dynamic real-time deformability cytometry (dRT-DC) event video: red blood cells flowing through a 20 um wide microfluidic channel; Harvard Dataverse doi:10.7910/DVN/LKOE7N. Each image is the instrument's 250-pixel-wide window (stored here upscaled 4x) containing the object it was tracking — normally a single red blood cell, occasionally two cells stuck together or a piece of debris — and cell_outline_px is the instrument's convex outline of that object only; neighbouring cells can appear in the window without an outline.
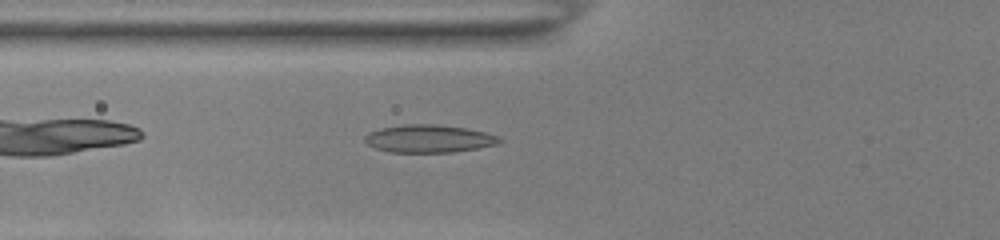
{"species": "common noctule bat (a hibernating species)", "species_latin": "Nyctalus noctula", "temperature_condition": "room temperature", "stored_images_in_passage": 36, "camera_frame_rate_fps": 3000, "um_per_image_px": 0.085, "animal": {"sex": "female", "body_mass_g": 22.0, "forearm_length_mm": 56.7}, "frame": {"image": 1, "passage_image": 4, "time_ms": 1.0, "image_size_px": [1000, 240], "cell_outline_px": [[504, 140], [500, 144], [452, 152], [388, 152], [376, 148], [368, 144], [364, 140], [364, 136], [368, 132], [380, 128], [404, 124], [436, 124], [468, 128], [500, 136]], "centroid_in_image_um": [36.48, 11.78], "position_along_channel_um": 89.3, "area_um2": 21.96}}
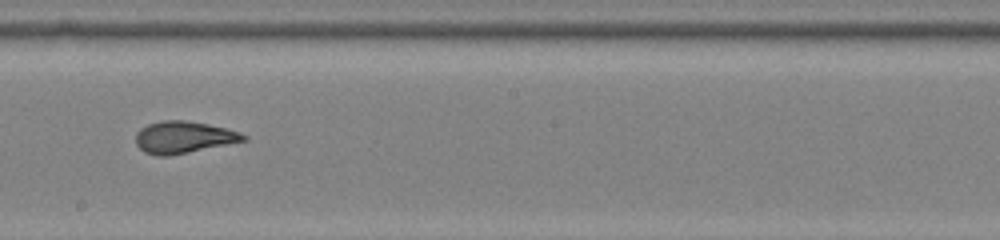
{"frame": {"image": 2, "passage_image": 15, "time_ms": 4.667, "image_size_px": [1000, 240], "cell_outline_px": [[248, 140], [168, 156], [156, 156], [144, 152], [136, 144], [136, 132], [140, 128], [148, 124], [160, 120], [184, 120], [208, 124], [240, 132], [248, 136]], "centroid_in_image_um": [15.59, 11.66], "position_along_channel_um": 232.6, "area_um2": 20.06}}
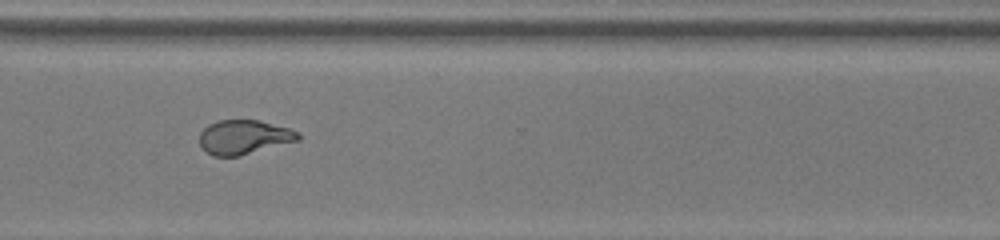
{"frame": {"image": 3, "passage_image": 24, "time_ms": 7.667, "image_size_px": [1000, 240], "cell_outline_px": [[300, 140], [240, 156], [212, 156], [200, 144], [200, 132], [208, 124], [220, 120], [260, 120], [288, 128], [296, 132], [300, 136]], "centroid_in_image_um": [20.73, 11.65], "position_along_channel_um": 349.9, "area_um2": 19.59}, "authors_computed_cell_mechanics": {"area_um2": 20.2011, "velocity_mm_per_s": 3.9012, "shape_relaxation_time_tau1_ms": 7.8385, "shape_relaxation_time_tau2_ms": 0.788, "deformation_change_tau1": 0.2525, "deformation_change_tau2": 0.06}}